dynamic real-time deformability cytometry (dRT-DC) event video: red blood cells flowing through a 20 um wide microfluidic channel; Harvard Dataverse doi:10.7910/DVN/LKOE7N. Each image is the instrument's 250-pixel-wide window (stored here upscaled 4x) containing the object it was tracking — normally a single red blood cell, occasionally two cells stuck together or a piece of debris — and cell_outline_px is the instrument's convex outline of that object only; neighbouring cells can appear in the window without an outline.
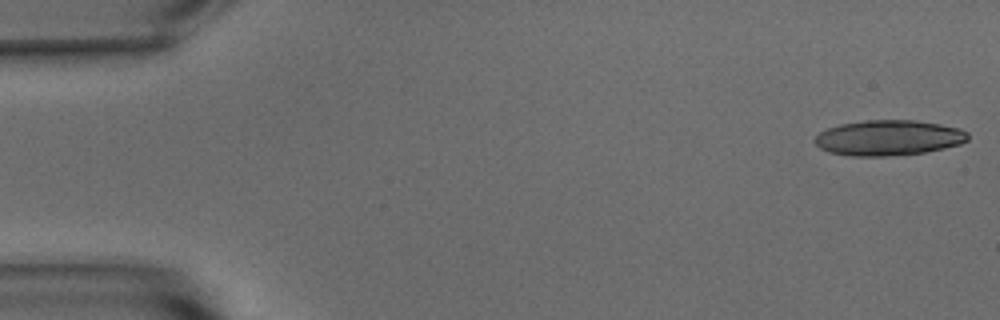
{"species": "common noctule bat (a hibernating species)", "species_latin": "Nyctalus noctula", "temperature_condition": "warm", "stored_images_in_passage": 53, "camera_frame_rate_fps": 3000, "um_per_image_px": 0.085, "animal": {"sex": "male", "body_mass_g": 15.6}, "frame": {"image": 1, "passage_image": 1, "time_ms": 0.0, "image_size_px": [1000, 320], "cell_outline_px": [[968, 140], [960, 144], [944, 148], [924, 152], [888, 156], [852, 156], [828, 152], [820, 148], [812, 140], [820, 132], [828, 128], [840, 124], [864, 120], [912, 120], [940, 124], [960, 128], [968, 132]], "centroid_in_image_um": [75.51, 11.71], "position_along_channel_um": 9.5, "area_um2": 31.62}}
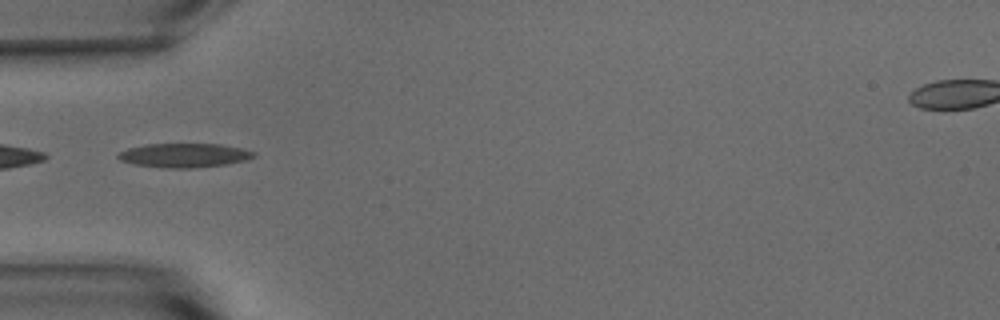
{"frame": {"image": 2, "passage_image": 17, "time_ms": 5.333, "image_size_px": [1000, 320], "cell_outline_px": [[256, 156], [248, 160], [228, 164], [192, 168], [160, 168], [136, 164], [120, 160], [116, 156], [120, 152], [128, 148], [144, 144], [220, 144], [240, 148], [256, 152]], "centroid_in_image_um": [15.68, 13.21], "position_along_channel_um": 69.3, "area_um2": 19.13}}
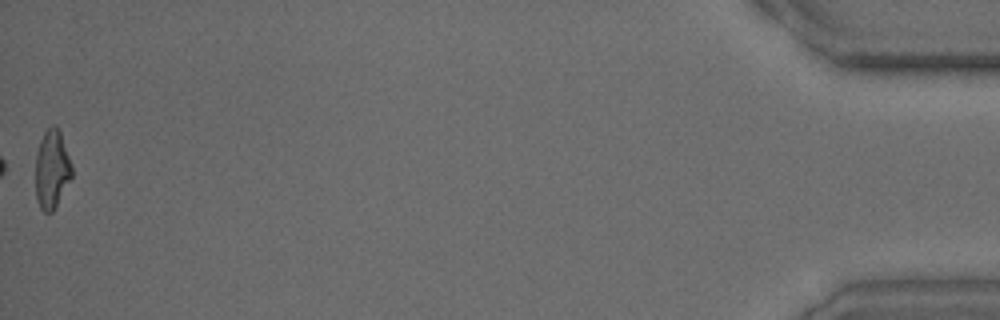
{"frame": {"image": 3, "passage_image": 53, "time_ms": 17.333, "image_size_px": [1000, 320], "cell_outline_px": [[72, 176], [52, 212], [44, 212], [40, 208], [36, 200], [36, 152], [40, 140], [44, 132], [52, 124], [56, 124], [60, 132], [72, 164]], "centroid_in_image_um": [4.4, 14.36], "position_along_channel_um": 430.8, "area_um2": 16.59}, "authors_computed_cell_mechanics": {"area_um2": 17.6868, "velocity_mm_per_s": 3.8208, "shape_relaxation_time_tau1_ms": 6.034, "shape_relaxation_time_tau2_ms": 1.9731, "deformation_change_tau1": 0.2241, "deformation_change_tau2": 0.1072}}